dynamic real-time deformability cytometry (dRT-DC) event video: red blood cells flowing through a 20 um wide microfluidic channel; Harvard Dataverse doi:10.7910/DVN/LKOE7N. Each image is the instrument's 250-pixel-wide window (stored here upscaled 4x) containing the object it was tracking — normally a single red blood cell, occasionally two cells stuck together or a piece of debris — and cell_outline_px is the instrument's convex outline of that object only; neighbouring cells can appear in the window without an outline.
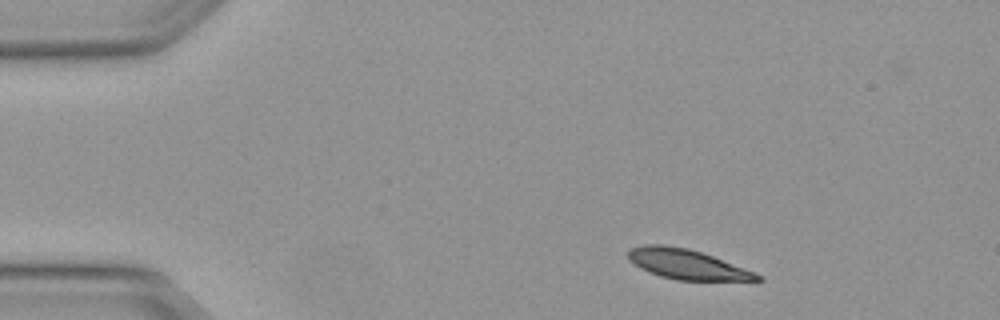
{"species": "Egyptian fruit bat (a non-hibernating species)", "species_latin": "Rousettus aegyptiacus", "temperature_condition": "warm", "stored_images_in_passage": 3, "camera_frame_rate_fps": 3000, "um_per_image_px": 0.085, "animal": {"sex": "female"}, "frame": {"image": 1, "passage_image": 1, "time_ms": 0.0, "image_size_px": [1000, 320], "cell_outline_px": [[764, 280], [676, 280], [660, 276], [648, 272], [640, 268], [628, 260], [628, 252], [632, 248], [644, 244], [664, 244], [688, 248], [712, 256], [756, 272], [764, 276]], "centroid_in_image_um": [58.38, 22.46], "position_along_channel_um": 26.6, "area_um2": 22.48}}